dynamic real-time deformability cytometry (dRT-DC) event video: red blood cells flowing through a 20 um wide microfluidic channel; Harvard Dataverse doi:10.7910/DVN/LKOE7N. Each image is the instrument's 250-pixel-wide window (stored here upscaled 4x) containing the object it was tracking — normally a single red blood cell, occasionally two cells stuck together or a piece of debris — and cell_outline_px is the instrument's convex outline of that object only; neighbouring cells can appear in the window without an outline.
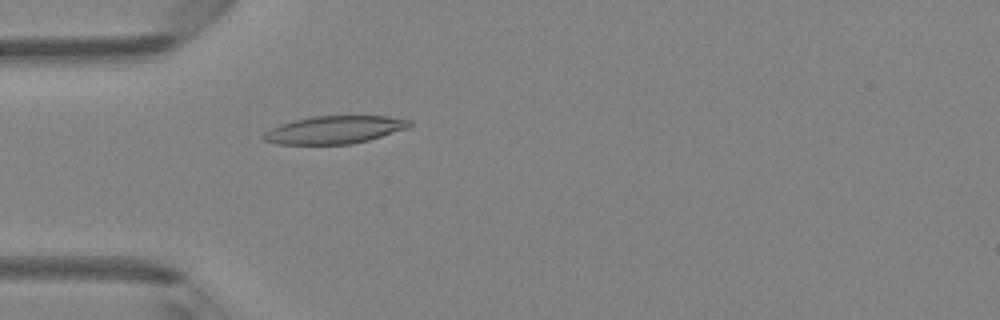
{"species": "Egyptian fruit bat (a non-hibernating species)", "species_latin": "Rousettus aegyptiacus", "temperature_condition": "room temperature", "stored_images_in_passage": 49, "camera_frame_rate_fps": 3000, "um_per_image_px": 0.085, "animal": {"sex": "female"}, "frame": {"image": 1, "passage_image": 15, "time_ms": 4.667, "image_size_px": [1000, 320], "cell_outline_px": [[412, 124], [408, 128], [368, 140], [352, 144], [276, 144], [264, 140], [260, 136], [264, 132], [280, 124], [312, 116], [388, 116], [412, 120]], "centroid_in_image_um": [28.43, 11.03], "position_along_channel_um": 56.6, "area_um2": 23.58}}
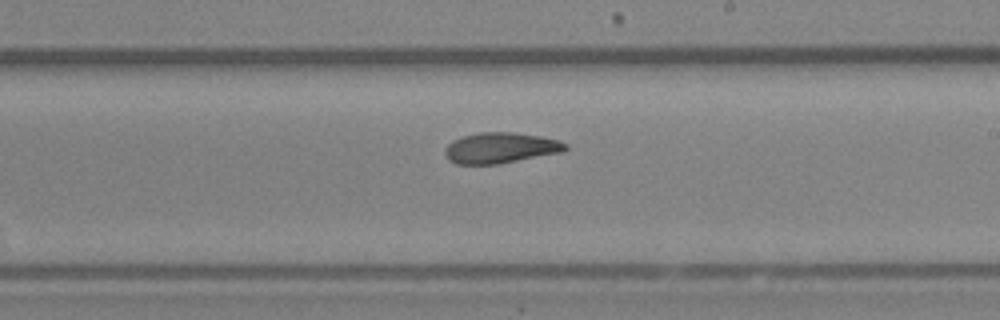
{"frame": {"image": 2, "passage_image": 29, "time_ms": 9.333, "image_size_px": [1000, 320], "cell_outline_px": [[568, 148], [560, 152], [500, 164], [456, 164], [448, 160], [444, 152], [444, 148], [452, 140], [460, 136], [480, 132], [516, 132], [540, 136], [560, 140], [568, 144]], "centroid_in_image_um": [42.51, 12.56], "position_along_channel_um": 246.5, "area_um2": 21.79}}
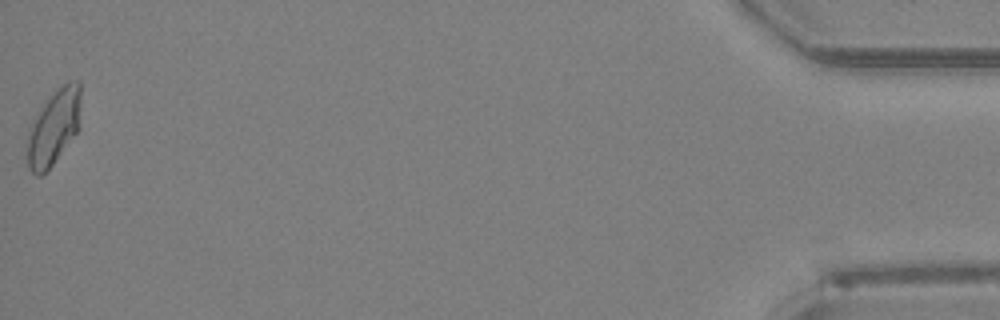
{"frame": {"image": 3, "passage_image": 49, "time_ms": 16.0, "image_size_px": [1000, 320], "cell_outline_px": [[80, 128], [52, 164], [40, 176], [36, 176], [28, 168], [28, 132], [32, 120], [36, 112], [44, 100], [56, 88], [68, 80], [80, 80]], "centroid_in_image_um": [4.58, 10.73], "position_along_channel_um": 430.6, "area_um2": 23.81}, "authors_computed_cell_mechanics": {"area_um2": 22.0796, "velocity_mm_per_s": 4.2069, "shape_relaxation_time_tau1_ms": 9.0257, "shape_relaxation_time_tau2_ms": 4.2341, "deformation_change_tau1": 0.2157, "deformation_change_tau2": 0.11}}